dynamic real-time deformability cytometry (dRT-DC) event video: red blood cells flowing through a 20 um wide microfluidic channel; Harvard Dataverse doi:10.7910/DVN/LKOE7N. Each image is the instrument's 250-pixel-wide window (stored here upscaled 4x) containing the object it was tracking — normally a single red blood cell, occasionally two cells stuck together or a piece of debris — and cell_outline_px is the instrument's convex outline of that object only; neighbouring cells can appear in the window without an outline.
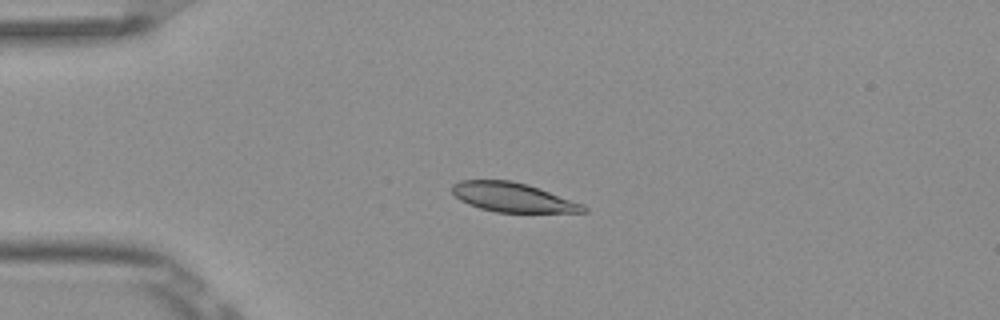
{"species": "Egyptian fruit bat (a non-hibernating species)", "species_latin": "Rousettus aegyptiacus", "temperature_condition": "room temperature", "stored_images_in_passage": 9, "camera_frame_rate_fps": 3000, "um_per_image_px": 0.085, "frame": {"image": 1, "passage_image": 3, "time_ms": 0.667, "image_size_px": [1000, 320], "cell_outline_px": [[588, 212], [496, 212], [480, 208], [468, 204], [460, 200], [452, 192], [452, 184], [460, 180], [512, 180], [528, 184], [584, 204], [588, 208]], "centroid_in_image_um": [43.59, 16.77], "position_along_channel_um": 41.4, "area_um2": 22.43}}
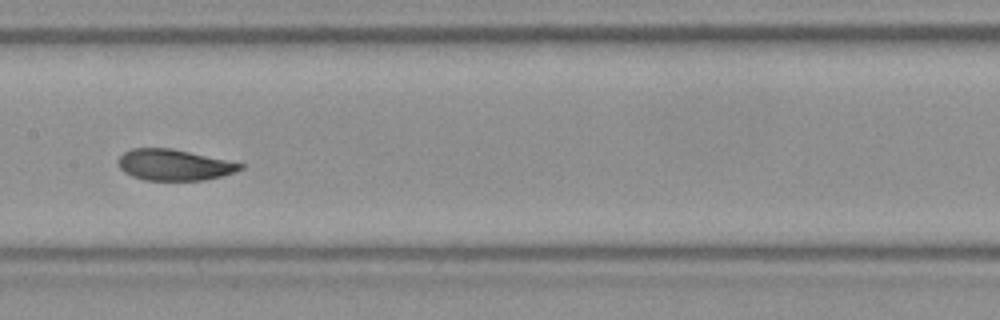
{"frame": {"image": 2, "passage_image": 7, "time_ms": 2.0, "image_size_px": [1000, 320], "cell_outline_px": [[244, 168], [220, 176], [204, 180], [144, 180], [132, 176], [124, 172], [116, 164], [116, 160], [124, 152], [132, 148], [172, 148], [244, 164]], "centroid_in_image_um": [14.73, 14.01], "position_along_channel_um": 192.7, "area_um2": 22.02}}
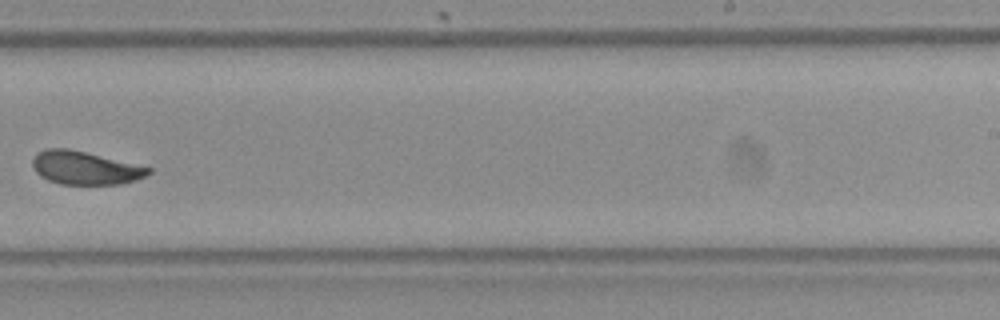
{"frame": {"image": 3, "passage_image": 9, "time_ms": 2.667, "image_size_px": [1000, 320], "cell_outline_px": [[152, 172], [136, 180], [120, 184], [60, 184], [48, 180], [40, 176], [36, 172], [32, 164], [32, 160], [40, 152], [48, 148], [68, 148], [152, 168]], "centroid_in_image_um": [7.23, 14.28], "position_along_channel_um": 281.8, "area_um2": 22.14}}